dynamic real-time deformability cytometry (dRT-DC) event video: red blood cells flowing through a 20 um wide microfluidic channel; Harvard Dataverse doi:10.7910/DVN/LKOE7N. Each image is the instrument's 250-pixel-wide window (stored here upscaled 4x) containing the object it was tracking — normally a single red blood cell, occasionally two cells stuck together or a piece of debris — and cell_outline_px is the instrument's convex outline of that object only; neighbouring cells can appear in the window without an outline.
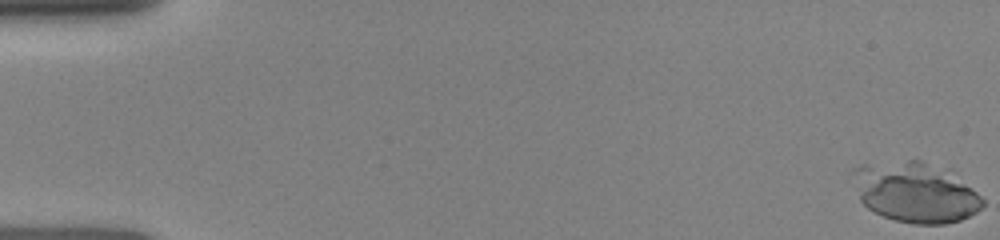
{"species": "human", "species_latin": "Homo sapiens", "temperature_condition": "room temperature", "stored_images_in_passage": 32, "camera_frame_rate_fps": 3000, "um_per_image_px": 0.085, "donor": {"sex": "female"}, "frame": {"image": 1, "passage_image": 1, "time_ms": 0.0, "image_size_px": [1000, 240], "cell_outline_px": [[984, 204], [976, 212], [960, 220], [944, 224], [912, 224], [896, 220], [884, 216], [868, 208], [860, 200], [848, 172], [852, 168], [860, 164], [908, 160], [920, 160], [948, 168], [976, 192], [984, 200]], "centroid_in_image_um": [77.75, 16.32], "position_along_channel_um": 7.2, "area_um2": 45.95}}
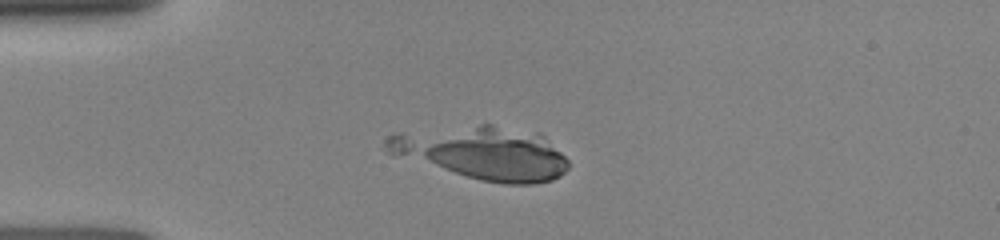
{"frame": {"image": 2, "passage_image": 9, "time_ms": 4.0, "image_size_px": [1000, 240], "cell_outline_px": [[568, 168], [560, 176], [552, 180], [532, 184], [504, 184], [480, 180], [392, 156], [388, 152], [384, 144], [384, 140], [388, 136], [396, 132], [480, 124], [492, 124], [540, 132], [568, 160]], "centroid_in_image_um": [41.0, 12.98], "position_along_channel_um": 44.0, "area_um2": 56.76}}
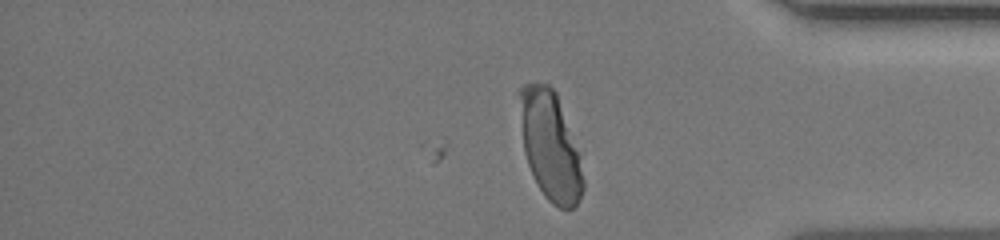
{"frame": {"image": 3, "passage_image": 32, "time_ms": 13.333, "image_size_px": [1000, 240], "cell_outline_px": [[584, 188], [576, 204], [572, 208], [560, 208], [552, 204], [544, 196], [528, 164], [524, 152], [520, 96], [520, 88], [524, 84], [536, 80], [548, 84], [556, 92], [580, 156], [584, 180]], "centroid_in_image_um": [46.79, 12.37], "position_along_channel_um": 388.4, "area_um2": 39.59}}